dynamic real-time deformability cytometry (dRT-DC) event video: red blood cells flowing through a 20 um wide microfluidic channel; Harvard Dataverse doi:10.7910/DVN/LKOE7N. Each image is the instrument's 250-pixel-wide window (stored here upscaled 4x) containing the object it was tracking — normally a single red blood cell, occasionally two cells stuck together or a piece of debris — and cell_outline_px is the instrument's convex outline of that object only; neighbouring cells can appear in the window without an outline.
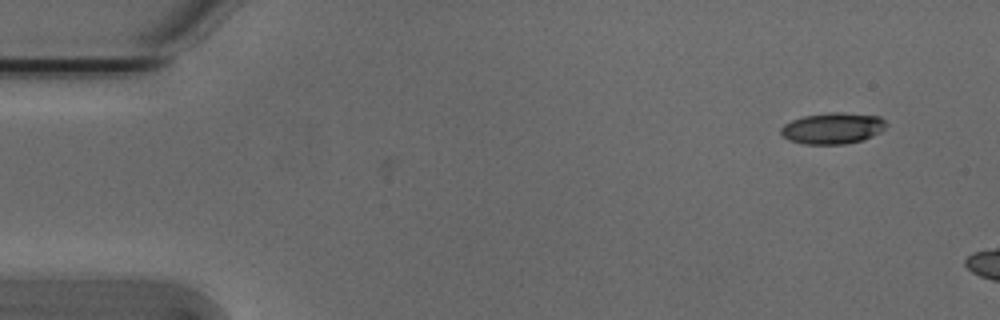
{"species": "Egyptian fruit bat (a non-hibernating species)", "species_latin": "Rousettus aegyptiacus", "temperature_condition": "cold", "stored_images_in_passage": 8, "camera_frame_rate_fps": 3000, "um_per_image_px": 0.085, "animal": {"sex": "male"}, "frame": {"image": 1, "passage_image": 1, "time_ms": 0.0, "image_size_px": [1000, 320], "cell_outline_px": [[888, 124], [880, 132], [864, 140], [844, 144], [804, 144], [788, 140], [780, 132], [780, 128], [784, 124], [792, 120], [804, 116], [832, 112], [840, 112], [880, 116]], "centroid_in_image_um": [70.78, 10.9], "position_along_channel_um": 14.2, "area_um2": 19.19}}